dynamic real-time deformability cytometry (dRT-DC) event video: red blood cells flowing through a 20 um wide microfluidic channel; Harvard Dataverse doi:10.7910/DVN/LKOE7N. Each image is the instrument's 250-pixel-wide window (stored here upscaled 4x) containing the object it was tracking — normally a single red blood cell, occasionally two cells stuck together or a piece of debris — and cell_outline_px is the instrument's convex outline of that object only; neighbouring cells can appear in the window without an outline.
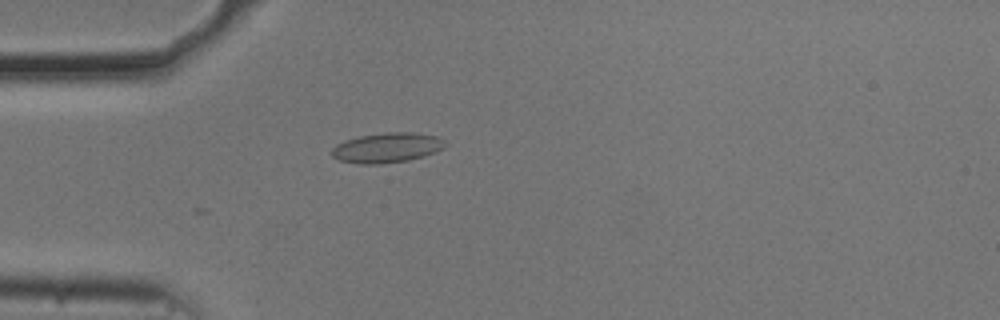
{"species": "common noctule bat (a hibernating species)", "species_latin": "Nyctalus noctula", "temperature_condition": "cold", "stored_images_in_passage": 16, "camera_frame_rate_fps": 3000, "um_per_image_px": 0.085, "animal": {"sex": "male", "body_mass_g": 20.5, "forearm_length_mm": 52.5}, "frame": {"image": 1, "passage_image": 16, "time_ms": 5.0, "image_size_px": [1000, 320], "cell_outline_px": [[448, 144], [444, 148], [436, 152], [424, 156], [408, 160], [380, 164], [360, 164], [340, 160], [332, 156], [332, 148], [336, 144], [344, 140], [360, 136], [388, 132], [412, 132], [436, 136], [444, 140]], "centroid_in_image_um": [32.91, 12.55], "position_along_channel_um": 52.1, "area_um2": 19.83}}